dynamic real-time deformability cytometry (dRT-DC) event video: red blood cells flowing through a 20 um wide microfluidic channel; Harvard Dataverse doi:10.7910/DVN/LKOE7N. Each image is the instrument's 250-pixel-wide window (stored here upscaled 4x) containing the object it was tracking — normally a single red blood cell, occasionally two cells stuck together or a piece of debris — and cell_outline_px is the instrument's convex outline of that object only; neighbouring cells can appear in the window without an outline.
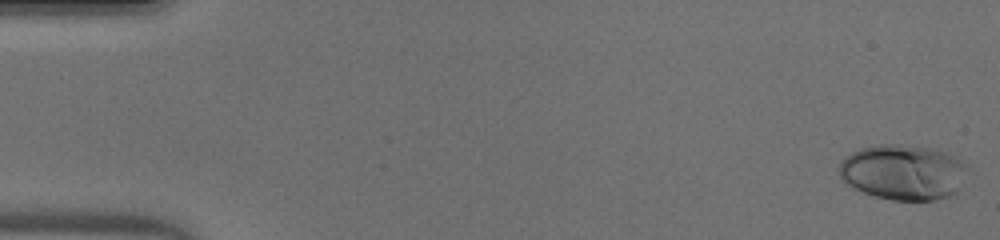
{"species": "human", "species_latin": "Homo sapiens", "temperature_condition": "warm", "stored_images_in_passage": 50, "camera_frame_rate_fps": 3000, "um_per_image_px": 0.085, "donor": {"sex": "male"}, "frame": {"image": 1, "passage_image": 1, "time_ms": 0.0, "image_size_px": [1000, 240], "cell_outline_px": [[968, 168], [956, 192], [948, 196], [936, 200], [892, 200], [876, 196], [852, 188], [844, 184], [840, 176], [840, 160], [844, 156], [860, 148], [876, 144], [900, 144], [928, 148], [944, 152], [956, 156]], "centroid_in_image_um": [76.72, 14.63], "position_along_channel_um": 8.3, "area_um2": 41.44}}
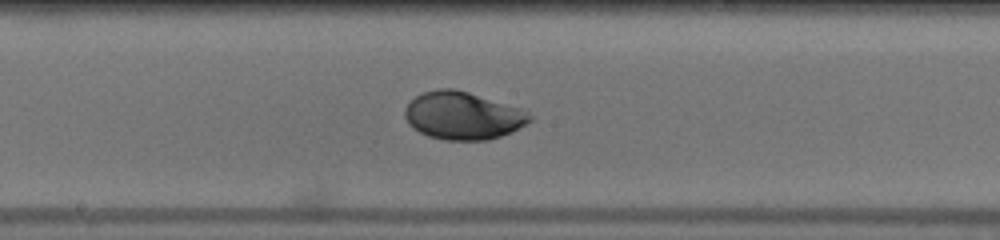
{"frame": {"image": 2, "passage_image": 27, "time_ms": 8.667, "image_size_px": [1000, 240], "cell_outline_px": [[532, 120], [512, 132], [488, 140], [444, 140], [428, 136], [412, 128], [408, 124], [404, 116], [404, 108], [416, 96], [424, 92], [436, 88], [456, 88], [520, 108], [528, 112], [532, 116]], "centroid_in_image_um": [39.32, 9.83], "position_along_channel_um": 208.9, "area_um2": 34.85}}
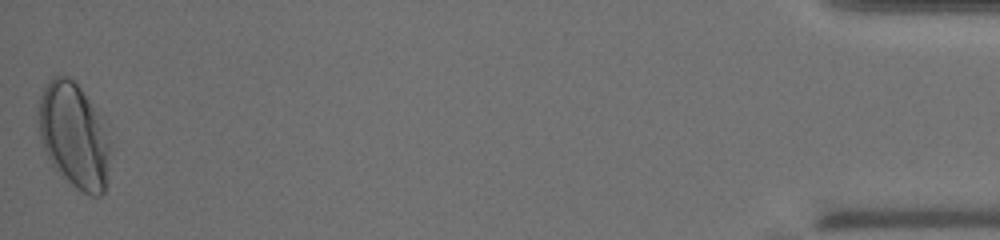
{"frame": {"image": 3, "passage_image": 50, "time_ms": 16.333, "image_size_px": [1000, 240], "cell_outline_px": [[108, 152], [104, 192], [100, 196], [88, 196], [76, 188], [60, 176], [52, 164], [40, 140], [36, 112], [36, 108], [40, 96], [48, 80], [52, 76], [68, 76], [76, 80], [100, 116], [108, 140]], "centroid_in_image_um": [6.22, 11.48], "position_along_channel_um": 429.0, "area_um2": 43.93}, "authors_computed_cell_mechanics": {"area_um2": 34.6222, "velocity_mm_per_s": 4.0896, "shape_relaxation_time_tau1_ms": 3.666, "shape_relaxation_time_tau2_ms": 0.8089, "deformation_change_tau1": 0.1869, "deformation_change_tau2": 0.0294}}